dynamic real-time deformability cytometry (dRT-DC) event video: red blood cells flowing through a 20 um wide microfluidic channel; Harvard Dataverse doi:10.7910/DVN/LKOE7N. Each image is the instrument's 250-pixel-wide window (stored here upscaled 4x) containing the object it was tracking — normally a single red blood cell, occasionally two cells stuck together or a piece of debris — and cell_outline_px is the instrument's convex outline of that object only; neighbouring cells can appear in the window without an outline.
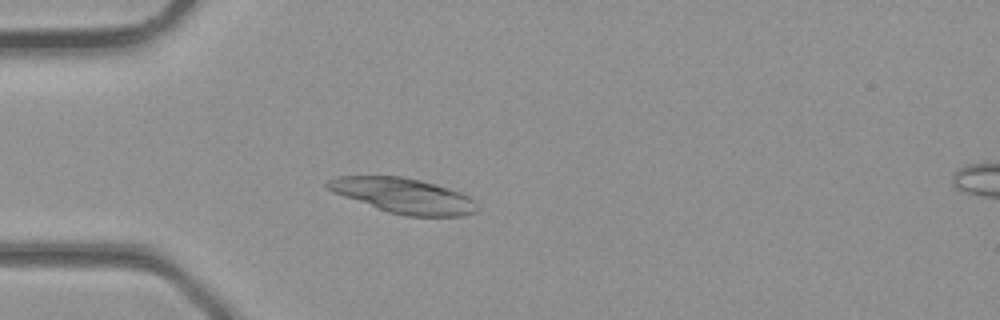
{"species": "common noctule bat (a hibernating species)", "species_latin": "Nyctalus noctula", "temperature_condition": "room temperature", "stored_images_in_passage": 3, "camera_frame_rate_fps": 3000, "um_per_image_px": 0.085, "animal": {"sex": "male", "body_mass_g": 23.1, "forearm_length_mm": 52.7}, "frame": {"image": 1, "passage_image": 2, "time_ms": 0.333, "image_size_px": [1000, 320], "cell_outline_px": [[480, 208], [476, 212], [460, 216], [404, 216], [388, 212], [332, 192], [324, 188], [324, 184], [328, 180], [336, 176], [404, 176], [420, 180], [464, 192], [472, 196], [476, 200]], "centroid_in_image_um": [34.34, 16.63], "position_along_channel_um": 50.7, "area_um2": 31.1}}